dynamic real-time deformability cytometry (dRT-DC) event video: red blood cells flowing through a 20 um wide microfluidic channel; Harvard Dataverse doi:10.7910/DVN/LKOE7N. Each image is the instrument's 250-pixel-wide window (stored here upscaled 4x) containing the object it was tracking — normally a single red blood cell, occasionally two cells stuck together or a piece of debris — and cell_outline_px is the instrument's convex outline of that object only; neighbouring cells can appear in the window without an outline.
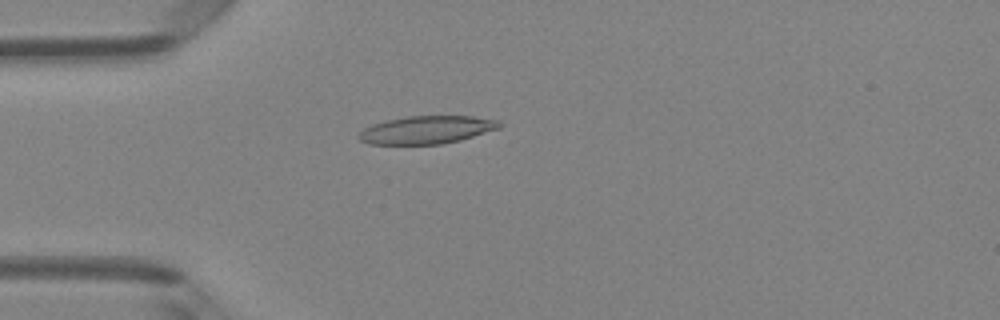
{"species": "Egyptian fruit bat (a non-hibernating species)", "species_latin": "Rousettus aegyptiacus", "temperature_condition": "room temperature", "stored_images_in_passage": 4, "camera_frame_rate_fps": 3000, "um_per_image_px": 0.085, "animal": {"sex": "female"}, "frame": {"image": 1, "passage_image": 4, "time_ms": 3.333, "image_size_px": [1000, 320], "cell_outline_px": [[504, 124], [500, 128], [460, 140], [440, 144], [368, 144], [360, 140], [356, 136], [364, 128], [372, 124], [388, 120], [408, 116], [472, 116], [500, 120]], "centroid_in_image_um": [36.29, 11.03], "position_along_channel_um": 48.7, "area_um2": 22.89}}